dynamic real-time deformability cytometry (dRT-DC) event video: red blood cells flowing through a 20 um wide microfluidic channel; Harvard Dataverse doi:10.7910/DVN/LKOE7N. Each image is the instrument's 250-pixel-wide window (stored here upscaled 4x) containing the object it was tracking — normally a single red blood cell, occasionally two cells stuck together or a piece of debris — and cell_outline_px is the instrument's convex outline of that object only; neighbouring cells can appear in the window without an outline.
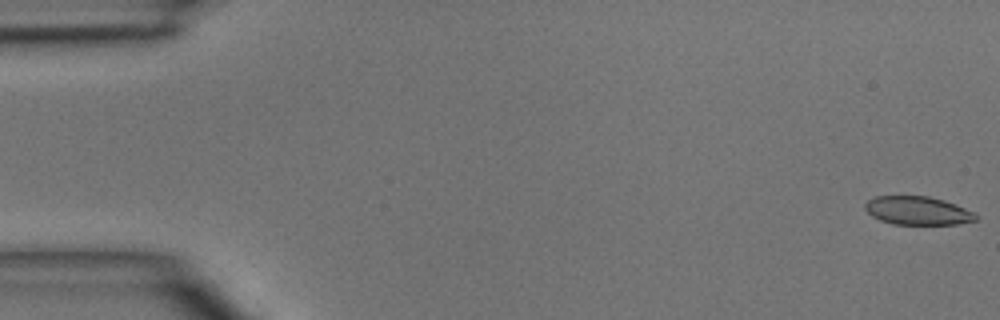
{"species": "common noctule bat (a hibernating species)", "species_latin": "Nyctalus noctula", "temperature_condition": "room temperature", "stored_images_in_passage": 47, "camera_frame_rate_fps": 3000, "um_per_image_px": 0.085, "animal": {"sex": "male", "body_mass_g": 15.6}, "frame": {"image": 1, "passage_image": 1, "time_ms": 0.0, "image_size_px": [1000, 320], "cell_outline_px": [[980, 216], [976, 220], [956, 224], [892, 224], [880, 220], [872, 216], [864, 208], [864, 204], [868, 200], [876, 196], [928, 196], [944, 200], [956, 204]], "centroid_in_image_um": [77.99, 17.9], "position_along_channel_um": 7.0, "area_um2": 18.32}}
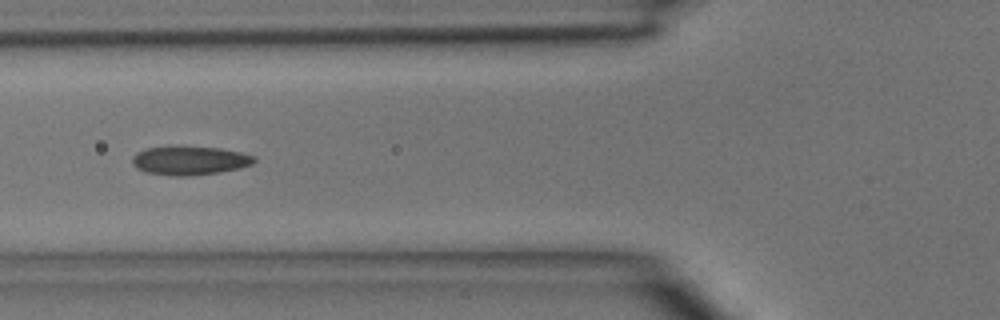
{"frame": {"image": 2, "passage_image": 18, "time_ms": 5.667, "image_size_px": [1000, 320], "cell_outline_px": [[256, 160], [252, 164], [240, 168], [220, 172], [188, 176], [172, 176], [144, 172], [136, 168], [132, 164], [132, 156], [136, 152], [144, 148], [168, 144], [180, 144], [220, 148], [240, 152], [256, 156]], "centroid_in_image_um": [16.06, 13.6], "position_along_channel_um": 109.7, "area_um2": 21.44}}
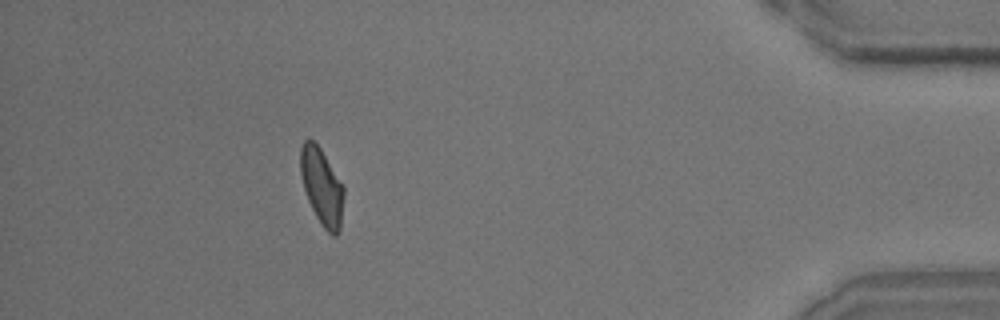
{"frame": {"image": 3, "passage_image": 43, "time_ms": 14.0, "image_size_px": [1000, 320], "cell_outline_px": [[344, 196], [340, 228], [336, 236], [332, 236], [324, 228], [316, 216], [308, 200], [304, 188], [300, 172], [300, 148], [304, 140], [312, 140], [320, 148], [344, 184]], "centroid_in_image_um": [27.37, 15.86], "position_along_channel_um": 407.8, "area_um2": 19.36}}